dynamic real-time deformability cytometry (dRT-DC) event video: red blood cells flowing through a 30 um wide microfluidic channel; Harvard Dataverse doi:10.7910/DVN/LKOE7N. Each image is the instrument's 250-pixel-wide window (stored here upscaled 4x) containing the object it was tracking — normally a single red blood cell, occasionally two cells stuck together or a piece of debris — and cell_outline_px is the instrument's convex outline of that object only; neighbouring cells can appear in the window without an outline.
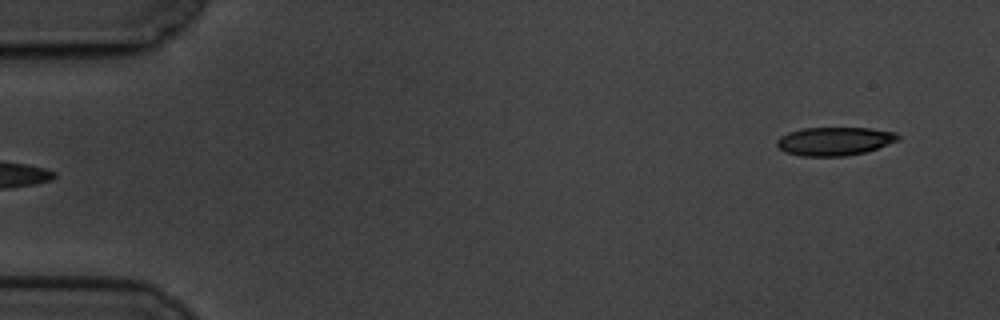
{"species": "common noctule bat (a hibernating species)", "species_latin": "Nyctalus noctula", "temperature_condition": "cold", "stored_images_in_passage": 2, "camera_frame_rate_fps": 3000, "um_per_image_px": 0.085, "animal": {"sex": "male", "body_mass_g": 19.5, "forearm_length_mm": 54.6}, "frame": {"image": 1, "passage_image": 2, "time_ms": 1.333, "image_size_px": [1000, 320], "cell_outline_px": [[900, 140], [864, 152], [844, 156], [800, 156], [784, 152], [776, 144], [776, 140], [780, 136], [788, 132], [804, 128], [868, 128], [896, 132], [900, 136]], "centroid_in_image_um": [70.91, 12.0], "position_along_channel_um": 14.1, "area_um2": 20.06}}